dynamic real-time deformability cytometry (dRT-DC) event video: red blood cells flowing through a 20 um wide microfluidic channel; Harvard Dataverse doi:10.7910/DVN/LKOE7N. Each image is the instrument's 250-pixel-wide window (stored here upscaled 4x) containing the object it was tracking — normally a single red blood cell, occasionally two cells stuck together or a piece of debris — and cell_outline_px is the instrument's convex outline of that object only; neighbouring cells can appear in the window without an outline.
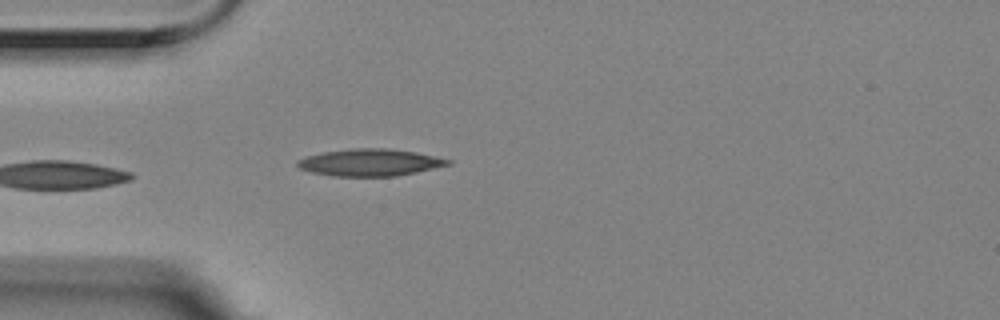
{"species": "Egyptian fruit bat (a non-hibernating species)", "species_latin": "Rousettus aegyptiacus", "temperature_condition": "room temperature", "stored_images_in_passage": 5, "camera_frame_rate_fps": 3000, "um_per_image_px": 0.085, "animal": {"sex": "female"}, "frame": {"image": 1, "passage_image": 5, "time_ms": 1.333, "image_size_px": [1000, 320], "cell_outline_px": [[452, 164], [416, 172], [396, 176], [332, 176], [312, 172], [300, 168], [296, 164], [296, 160], [308, 156], [324, 152], [352, 148], [384, 148], [416, 152], [452, 160]], "centroid_in_image_um": [31.45, 13.81], "position_along_channel_um": 53.5, "area_um2": 23.58}}